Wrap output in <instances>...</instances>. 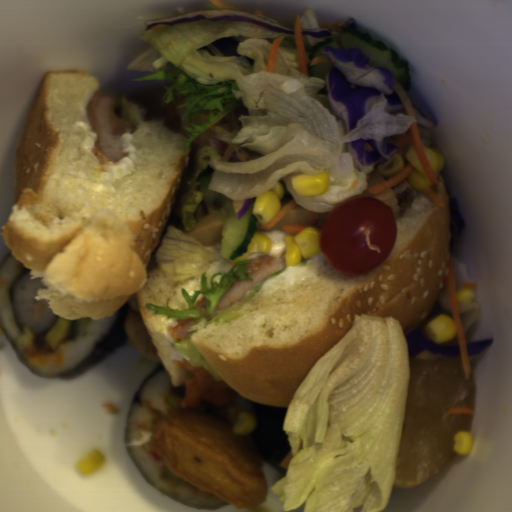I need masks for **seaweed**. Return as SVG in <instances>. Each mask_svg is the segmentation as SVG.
<instances>
[{"mask_svg": "<svg viewBox=\"0 0 512 512\" xmlns=\"http://www.w3.org/2000/svg\"><path fill=\"white\" fill-rule=\"evenodd\" d=\"M130 297L126 300V302L114 313L111 323L104 334L98 339V341L94 344L90 355L80 360L70 368L60 373L54 375H43L39 374L35 368L31 365L29 360L26 358L22 350L17 346V344L10 338V336L6 333L2 319L0 317V324L2 328V332L12 349L14 350L20 364L24 366L28 371L32 374L40 377V378H59V379H70L75 378L81 374H84L103 360H105L108 356L122 347L127 343L130 334L127 328V315L129 309Z\"/></svg>", "mask_w": 512, "mask_h": 512, "instance_id": "seaweed-2", "label": "seaweed"}, {"mask_svg": "<svg viewBox=\"0 0 512 512\" xmlns=\"http://www.w3.org/2000/svg\"><path fill=\"white\" fill-rule=\"evenodd\" d=\"M164 364L163 363H159L157 365V367L154 369V371L141 383L140 387L138 388L136 394H135V397L133 399V402H132V405H131V408L129 410V413H128V418H127V425H126V431H125V442H126V450L130 456V458L132 459L135 467L137 468V470L139 471V473L142 475V477L144 478V480L146 481V483L148 485H150L151 487H153L154 489H156L157 491H159L160 493H162L163 495H165L166 497L170 498L171 500L175 501L176 503L178 504H182V505H186V506H189V507H193V508H199V509H214V508H217V507H220V506H223V505H226L228 503H226L225 501L221 502V503H218L216 505H195V504H187L183 501H181L180 499L170 495L169 493L165 492L163 489H161L156 483H154L149 477H147L143 470L141 469L140 465L138 464V462L136 461L135 457L133 456L132 452H131V448H130V440H129V432H130V424H131V419H132V416H133V413H134V410H135V407H136V404H137V401L142 393V391L144 390V388L148 385V383L155 377V375L162 369L164 368Z\"/></svg>", "mask_w": 512, "mask_h": 512, "instance_id": "seaweed-3", "label": "seaweed"}, {"mask_svg": "<svg viewBox=\"0 0 512 512\" xmlns=\"http://www.w3.org/2000/svg\"><path fill=\"white\" fill-rule=\"evenodd\" d=\"M31 272H32V270L25 268L22 271V273L10 284L7 294H8L9 301H10V304L12 307L16 325L22 331H24L26 334H36V335L41 336L46 330H48L54 324L58 315L54 314L53 317L51 318L50 322L44 328H42L40 330H31L30 328H28L21 322V320L18 318V314H17L16 299H15L16 287L22 280H24L28 275H30Z\"/></svg>", "mask_w": 512, "mask_h": 512, "instance_id": "seaweed-4", "label": "seaweed"}, {"mask_svg": "<svg viewBox=\"0 0 512 512\" xmlns=\"http://www.w3.org/2000/svg\"><path fill=\"white\" fill-rule=\"evenodd\" d=\"M10 256H13L11 251L8 253V255L5 257V259L0 264V274H1L2 270H3V267H4L5 263H6V261L9 259Z\"/></svg>", "mask_w": 512, "mask_h": 512, "instance_id": "seaweed-5", "label": "seaweed"}, {"mask_svg": "<svg viewBox=\"0 0 512 512\" xmlns=\"http://www.w3.org/2000/svg\"><path fill=\"white\" fill-rule=\"evenodd\" d=\"M234 405L249 412L256 421L255 429L245 435L260 455L261 467L267 463L277 471H287L292 462V448L285 431L287 408L253 402L238 394Z\"/></svg>", "mask_w": 512, "mask_h": 512, "instance_id": "seaweed-1", "label": "seaweed"}]
</instances>
